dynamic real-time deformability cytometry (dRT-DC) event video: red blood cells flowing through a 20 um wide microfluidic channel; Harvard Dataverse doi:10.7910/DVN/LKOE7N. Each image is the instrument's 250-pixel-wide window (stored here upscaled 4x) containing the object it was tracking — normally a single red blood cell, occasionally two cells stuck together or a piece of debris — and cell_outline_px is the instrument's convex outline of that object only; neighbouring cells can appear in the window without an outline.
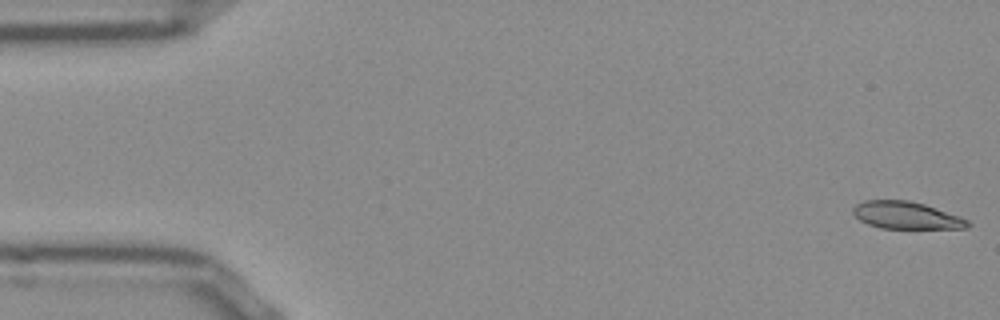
{"species": "Egyptian fruit bat (a non-hibernating species)", "species_latin": "Rousettus aegyptiacus", "temperature_condition": "room temperature", "stored_images_in_passage": 52, "camera_frame_rate_fps": 3000, "um_per_image_px": 0.085, "frame": {"image": 1, "passage_image": 1, "time_ms": 0.0, "image_size_px": [1000, 320], "cell_outline_px": [[972, 224], [968, 228], [880, 228], [868, 224], [860, 220], [852, 212], [852, 208], [856, 204], [864, 200], [908, 200], [924, 204], [960, 216], [968, 220]], "centroid_in_image_um": [77.03, 18.3], "position_along_channel_um": 8.0, "area_um2": 18.21}}
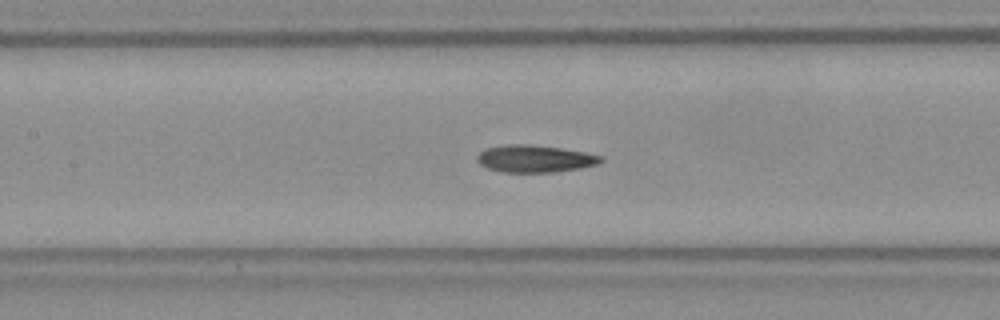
{"frame": {"image": 2, "passage_image": 23, "time_ms": 7.333, "image_size_px": [1000, 320], "cell_outline_px": [[604, 160], [596, 164], [580, 168], [556, 172], [504, 172], [488, 168], [480, 164], [476, 160], [476, 156], [484, 148], [504, 144], [528, 144], [560, 148], [584, 152], [604, 156]], "centroid_in_image_um": [45.44, 13.48], "position_along_channel_um": 162.0, "area_um2": 19.71}}
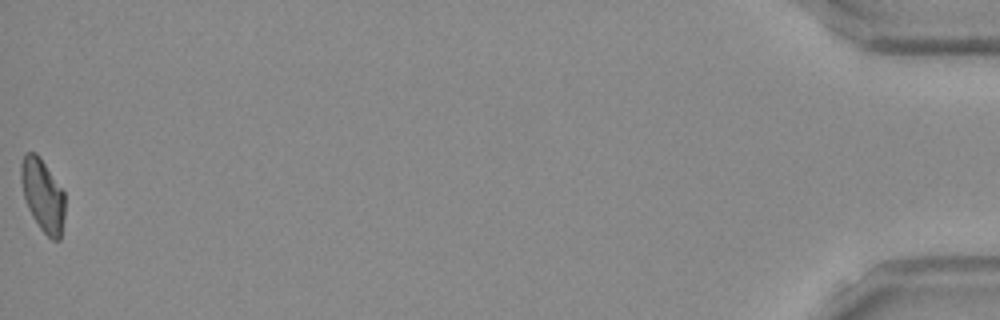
{"frame": {"image": 3, "passage_image": 52, "time_ms": 17.0, "image_size_px": [1000, 320], "cell_outline_px": [[64, 216], [60, 240], [52, 240], [40, 228], [32, 216], [28, 208], [24, 196], [20, 180], [20, 164], [24, 156], [28, 152], [36, 152], [40, 156], [64, 192]], "centroid_in_image_um": [3.62, 16.58], "position_along_channel_um": 431.6, "area_um2": 18.5}, "authors_computed_cell_mechanics": {"area_um2": 19.2185, "velocity_mm_per_s": 3.8863, "shape_relaxation_time_tau1_ms": null, "shape_relaxation_time_tau2_ms": 6.953, "deformation_change_tau1": null, "deformation_change_tau2": 0.1576}}